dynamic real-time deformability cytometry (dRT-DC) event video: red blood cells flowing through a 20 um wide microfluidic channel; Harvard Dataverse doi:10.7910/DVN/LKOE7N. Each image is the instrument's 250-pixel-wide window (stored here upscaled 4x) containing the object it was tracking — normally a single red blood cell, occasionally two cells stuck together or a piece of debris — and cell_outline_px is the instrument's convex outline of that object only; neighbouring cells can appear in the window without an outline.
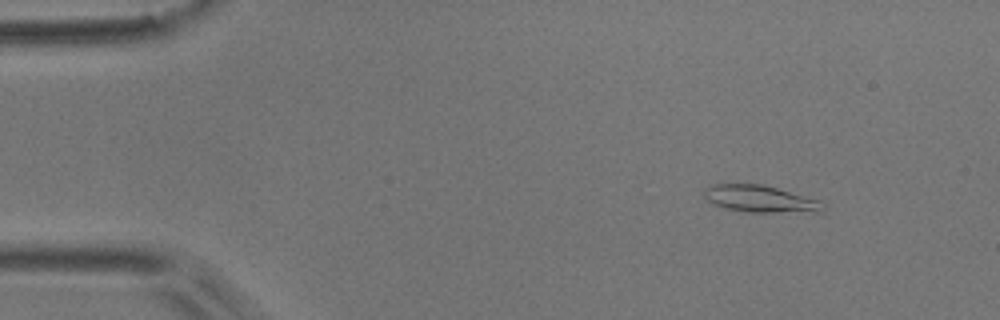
{"species": "common noctule bat (a hibernating species)", "species_latin": "Nyctalus noctula", "temperature_condition": "room temperature", "stored_images_in_passage": 8, "camera_frame_rate_fps": 3000, "um_per_image_px": 0.085, "animal": {"sex": "male", "body_mass_g": 17.9}, "frame": {"image": 1, "passage_image": 1, "time_ms": 0.0, "image_size_px": [1000, 320], "cell_outline_px": [[824, 208], [816, 212], [744, 212], [724, 208], [712, 204], [704, 196], [704, 188], [712, 184], [760, 184], [776, 188], [820, 200], [824, 204]], "centroid_in_image_um": [64.57, 16.91], "position_along_channel_um": 20.4, "area_um2": 18.61}}
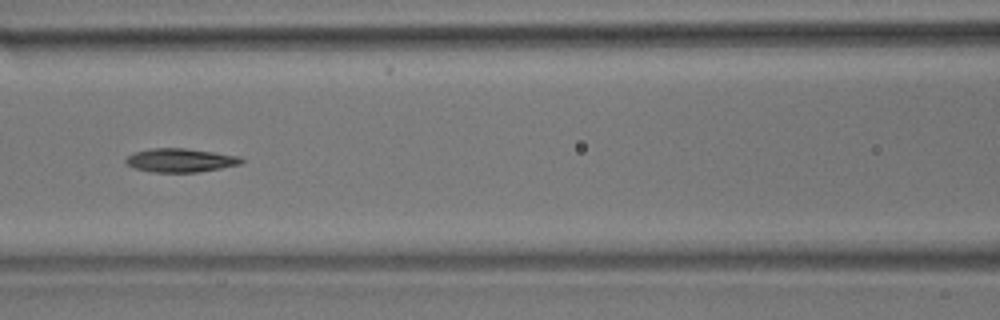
{"frame": {"image": 2, "passage_image": 6, "time_ms": 1.667, "image_size_px": [1000, 320], "cell_outline_px": [[244, 160], [240, 164], [220, 168], [196, 172], [152, 172], [136, 168], [128, 164], [124, 160], [132, 152], [152, 148], [184, 148], [240, 156]], "centroid_in_image_um": [15.31, 13.61], "position_along_channel_um": 151.3, "area_um2": 15.78}}
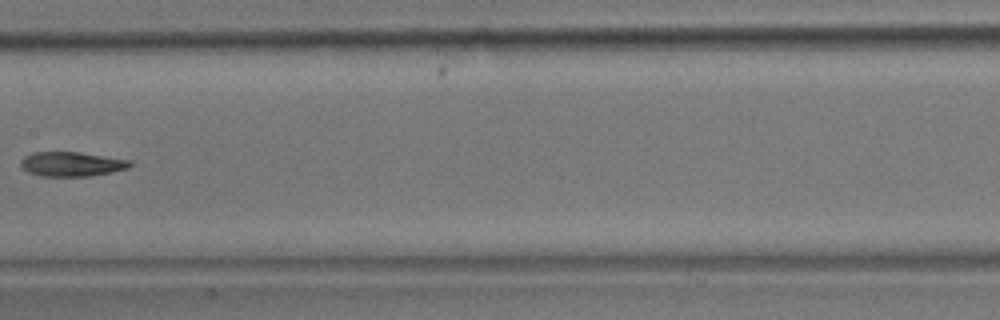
{"frame": {"image": 3, "passage_image": 7, "time_ms": 2.0, "image_size_px": [1000, 320], "cell_outline_px": [[132, 164], [128, 168], [112, 172], [88, 176], [40, 176], [28, 172], [20, 164], [20, 160], [24, 156], [32, 152], [80, 152], [132, 160]], "centroid_in_image_um": [6.09, 13.94], "position_along_channel_um": 201.3, "area_um2": 15.66}}